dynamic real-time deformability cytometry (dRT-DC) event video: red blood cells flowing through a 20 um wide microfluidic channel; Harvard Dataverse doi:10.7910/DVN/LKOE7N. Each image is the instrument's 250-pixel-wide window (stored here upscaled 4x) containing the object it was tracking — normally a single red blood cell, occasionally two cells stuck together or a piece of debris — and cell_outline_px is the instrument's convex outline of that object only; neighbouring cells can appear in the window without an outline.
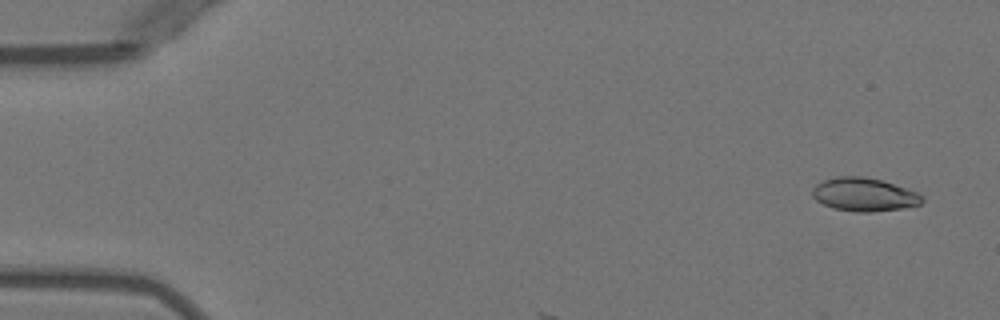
{"species": "Egyptian fruit bat (a non-hibernating species)", "species_latin": "Rousettus aegyptiacus", "temperature_condition": "warm", "stored_images_in_passage": 3, "camera_frame_rate_fps": 3000, "um_per_image_px": 0.085, "animal": {"sex": "female"}, "frame": {"image": 1, "passage_image": 1, "time_ms": 0.0, "image_size_px": [1000, 320], "cell_outline_px": [[924, 200], [920, 204], [900, 208], [872, 212], [856, 212], [832, 208], [816, 200], [812, 196], [812, 188], [816, 184], [824, 180], [836, 176], [864, 176], [880, 180], [908, 188], [924, 196]], "centroid_in_image_um": [73.44, 16.53], "position_along_channel_um": 11.6, "area_um2": 21.39}}